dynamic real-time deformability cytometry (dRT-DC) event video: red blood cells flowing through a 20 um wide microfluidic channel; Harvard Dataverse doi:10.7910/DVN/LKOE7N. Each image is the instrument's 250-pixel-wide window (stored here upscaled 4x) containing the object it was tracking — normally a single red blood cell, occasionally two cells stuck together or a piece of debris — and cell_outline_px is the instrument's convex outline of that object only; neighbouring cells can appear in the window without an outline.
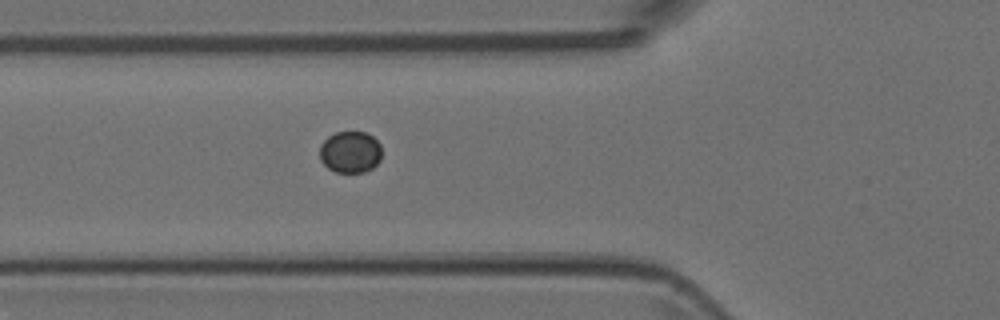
{"species": "Egyptian fruit bat (a non-hibernating species)", "species_latin": "Rousettus aegyptiacus", "temperature_condition": "room temperature", "stored_images_in_passage": 4, "camera_frame_rate_fps": 3000, "um_per_image_px": 0.085, "animal": {"sex": "female"}, "frame": {"image": 1, "passage_image": 4, "time_ms": 1.0, "image_size_px": [1000, 320], "cell_outline_px": [[380, 160], [372, 168], [364, 172], [336, 172], [328, 168], [320, 160], [320, 144], [328, 136], [336, 132], [364, 132], [372, 136], [380, 144]], "centroid_in_image_um": [29.75, 12.92], "position_along_channel_um": 96.1, "area_um2": 15.03}}